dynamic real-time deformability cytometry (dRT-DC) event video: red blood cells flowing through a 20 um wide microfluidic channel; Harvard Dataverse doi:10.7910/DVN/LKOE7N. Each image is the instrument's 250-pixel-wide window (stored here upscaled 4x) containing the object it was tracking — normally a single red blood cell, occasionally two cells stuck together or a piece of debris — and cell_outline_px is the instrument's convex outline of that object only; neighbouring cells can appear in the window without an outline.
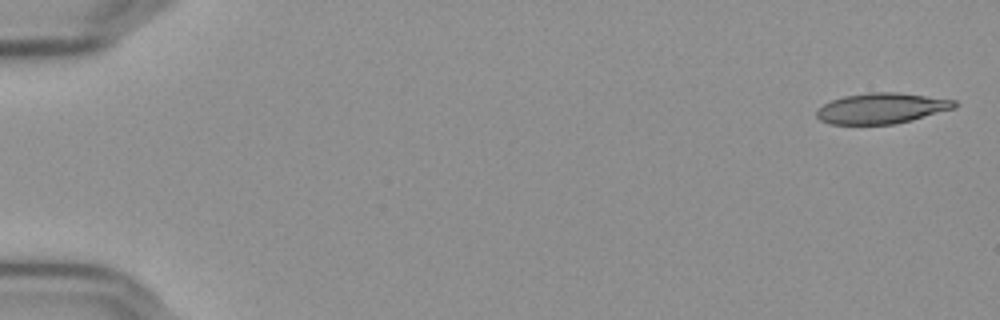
{"species": "Egyptian fruit bat (a non-hibernating species)", "species_latin": "Rousettus aegyptiacus", "temperature_condition": "cold", "stored_images_in_passage": 5, "camera_frame_rate_fps": 3000, "um_per_image_px": 0.085, "frame": {"image": 1, "passage_image": 1, "time_ms": 0.0, "image_size_px": [1000, 320], "cell_outline_px": [[960, 104], [956, 108], [912, 120], [896, 124], [828, 124], [820, 120], [816, 116], [816, 112], [824, 104], [832, 100], [844, 96], [868, 92], [896, 92], [956, 100]], "centroid_in_image_um": [74.97, 9.21], "position_along_channel_um": 10.0, "area_um2": 24.68}}